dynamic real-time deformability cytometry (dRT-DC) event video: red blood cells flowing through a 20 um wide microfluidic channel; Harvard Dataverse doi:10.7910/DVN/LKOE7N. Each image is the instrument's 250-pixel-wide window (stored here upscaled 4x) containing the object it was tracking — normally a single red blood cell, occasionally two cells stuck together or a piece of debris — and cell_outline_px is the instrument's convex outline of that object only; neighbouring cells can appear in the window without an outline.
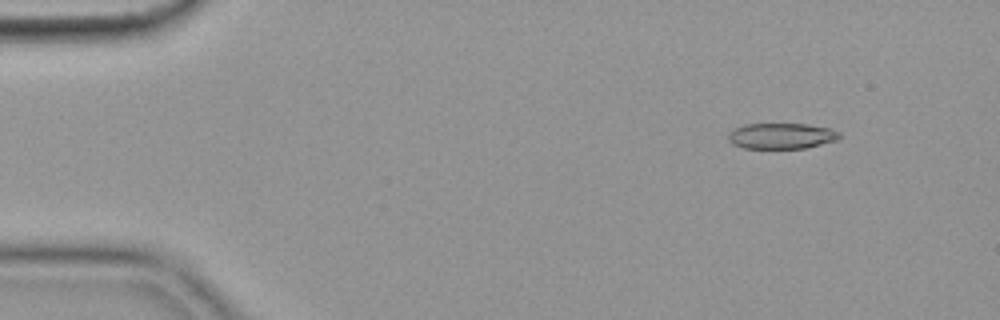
{"species": "common noctule bat (a hibernating species)", "species_latin": "Nyctalus noctula", "temperature_condition": "cold", "stored_images_in_passage": 50, "camera_frame_rate_fps": 3000, "um_per_image_px": 0.085, "animal": {"sex": "female", "body_mass_g": 19.9}, "frame": {"image": 1, "passage_image": 1, "time_ms": 0.0, "image_size_px": [1000, 320], "cell_outline_px": [[840, 140], [808, 148], [744, 148], [732, 144], [728, 140], [728, 132], [744, 124], [808, 124], [832, 128], [840, 132]], "centroid_in_image_um": [66.48, 11.56], "position_along_channel_um": 18.5, "area_um2": 16.99}}
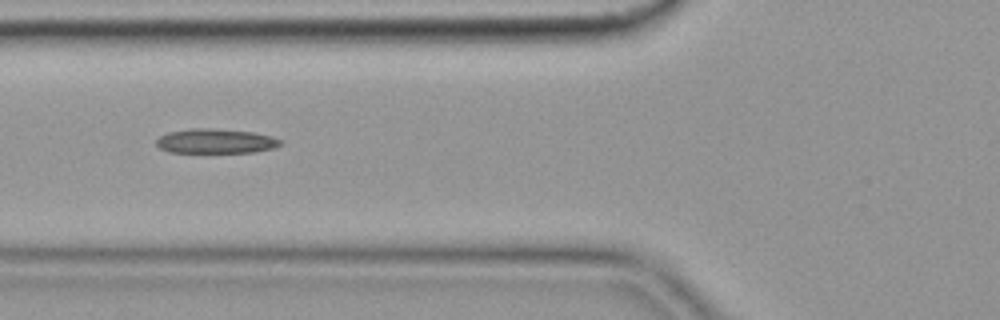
{"frame": {"image": 2, "passage_image": 16, "time_ms": 5.0, "image_size_px": [1000, 320], "cell_outline_px": [[284, 144], [272, 148], [256, 152], [168, 152], [160, 148], [156, 144], [156, 140], [160, 136], [168, 132], [192, 128], [212, 128], [252, 132], [272, 136], [280, 140]], "centroid_in_image_um": [18.33, 11.99], "position_along_channel_um": 107.5, "area_um2": 17.74}}
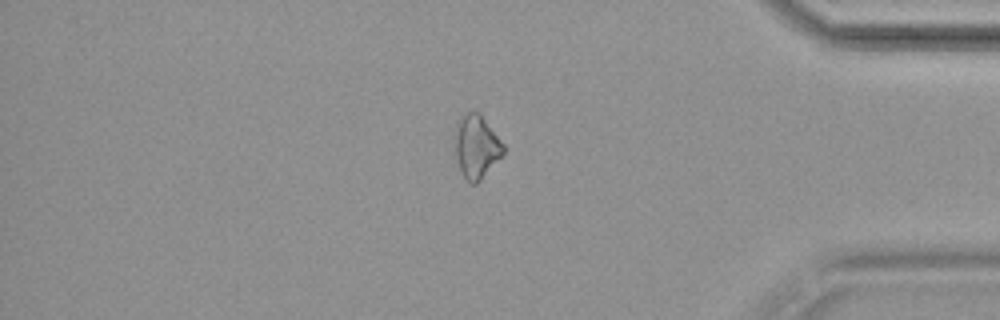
{"frame": {"image": 3, "passage_image": 42, "time_ms": 13.667, "image_size_px": [1000, 320], "cell_outline_px": [[504, 152], [480, 180], [476, 184], [468, 184], [464, 180], [460, 172], [456, 156], [452, 136], [456, 124], [460, 116], [468, 112], [480, 112], [504, 144]], "centroid_in_image_um": [40.44, 12.45], "position_along_channel_um": 394.8, "area_um2": 18.26}}